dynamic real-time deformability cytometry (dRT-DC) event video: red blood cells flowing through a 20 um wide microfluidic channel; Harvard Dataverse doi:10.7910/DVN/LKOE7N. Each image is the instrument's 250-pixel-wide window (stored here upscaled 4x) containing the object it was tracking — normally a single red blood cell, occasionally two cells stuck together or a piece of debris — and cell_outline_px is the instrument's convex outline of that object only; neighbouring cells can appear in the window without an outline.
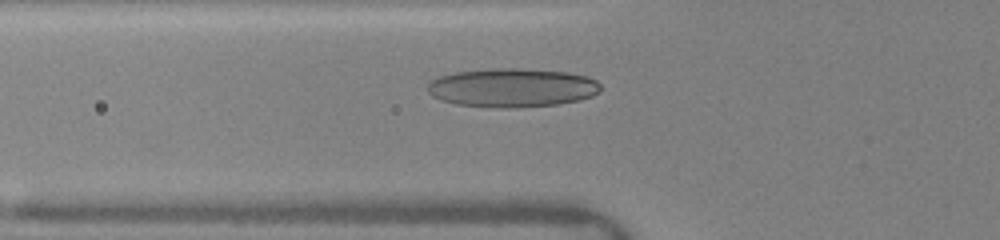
{"species": "human", "species_latin": "Homo sapiens", "temperature_condition": "warm", "stored_images_in_passage": 16, "camera_frame_rate_fps": 3000, "um_per_image_px": 0.085, "donor": {"sex": "female"}, "frame": {"image": 1, "passage_image": 3, "time_ms": 0.333, "image_size_px": [1000, 240], "cell_outline_px": [[600, 92], [592, 96], [580, 100], [560, 104], [516, 108], [496, 108], [456, 104], [432, 96], [428, 92], [428, 84], [432, 80], [440, 76], [456, 72], [492, 68], [520, 68], [568, 72], [588, 76], [596, 80], [600, 84]], "centroid_in_image_um": [43.58, 7.46], "position_along_channel_um": 82.2, "area_um2": 39.42}}
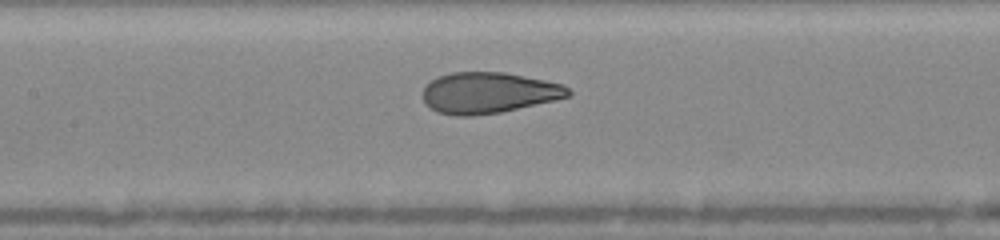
{"frame": {"image": 2, "passage_image": 13, "time_ms": 2.333, "image_size_px": [1000, 240], "cell_outline_px": [[572, 92], [568, 96], [556, 100], [500, 112], [472, 116], [456, 116], [436, 112], [424, 100], [424, 88], [436, 76], [452, 72], [504, 72], [564, 84]], "centroid_in_image_um": [41.54, 7.88], "position_along_channel_um": 165.9, "area_um2": 34.62}}
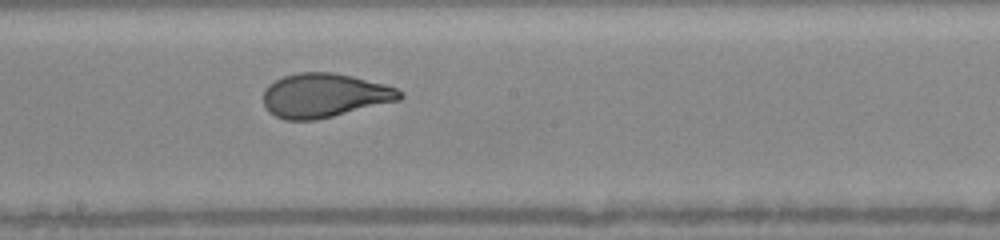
{"frame": {"image": 3, "passage_image": 16, "time_ms": 3.667, "image_size_px": [1000, 240], "cell_outline_px": [[404, 96], [400, 100], [316, 120], [284, 120], [268, 112], [264, 108], [264, 88], [268, 84], [284, 76], [300, 72], [332, 72], [352, 76], [384, 84], [396, 88], [404, 92]], "centroid_in_image_um": [27.56, 8.11], "position_along_channel_um": 220.6, "area_um2": 35.14}}